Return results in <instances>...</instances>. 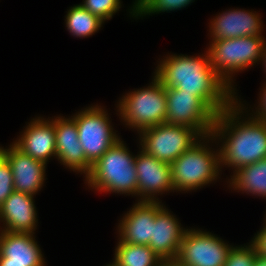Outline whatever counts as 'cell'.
I'll list each match as a JSON object with an SVG mask.
<instances>
[{
    "label": "cell",
    "mask_w": 266,
    "mask_h": 266,
    "mask_svg": "<svg viewBox=\"0 0 266 266\" xmlns=\"http://www.w3.org/2000/svg\"><path fill=\"white\" fill-rule=\"evenodd\" d=\"M155 75L165 87H175L200 97L217 115L235 101L232 88L214 71L207 53L205 58L167 57Z\"/></svg>",
    "instance_id": "1"
},
{
    "label": "cell",
    "mask_w": 266,
    "mask_h": 266,
    "mask_svg": "<svg viewBox=\"0 0 266 266\" xmlns=\"http://www.w3.org/2000/svg\"><path fill=\"white\" fill-rule=\"evenodd\" d=\"M238 111L240 106L234 101L219 113L211 134L223 137L229 131L219 151L220 162L235 167V170L266 158V122L252 117L250 121L236 125L235 120L239 119L237 116L240 114Z\"/></svg>",
    "instance_id": "2"
},
{
    "label": "cell",
    "mask_w": 266,
    "mask_h": 266,
    "mask_svg": "<svg viewBox=\"0 0 266 266\" xmlns=\"http://www.w3.org/2000/svg\"><path fill=\"white\" fill-rule=\"evenodd\" d=\"M89 185L101 191L138 194L135 157L118 140L92 165Z\"/></svg>",
    "instance_id": "3"
},
{
    "label": "cell",
    "mask_w": 266,
    "mask_h": 266,
    "mask_svg": "<svg viewBox=\"0 0 266 266\" xmlns=\"http://www.w3.org/2000/svg\"><path fill=\"white\" fill-rule=\"evenodd\" d=\"M264 42L260 35L213 41L208 49L211 66L232 88L229 74L261 60Z\"/></svg>",
    "instance_id": "4"
},
{
    "label": "cell",
    "mask_w": 266,
    "mask_h": 266,
    "mask_svg": "<svg viewBox=\"0 0 266 266\" xmlns=\"http://www.w3.org/2000/svg\"><path fill=\"white\" fill-rule=\"evenodd\" d=\"M153 81L152 86L124 96L119 104L122 119L139 131L165 123V86L155 76Z\"/></svg>",
    "instance_id": "5"
},
{
    "label": "cell",
    "mask_w": 266,
    "mask_h": 266,
    "mask_svg": "<svg viewBox=\"0 0 266 266\" xmlns=\"http://www.w3.org/2000/svg\"><path fill=\"white\" fill-rule=\"evenodd\" d=\"M220 164V153L214 155L204 145L195 143L171 163L174 189L189 191L208 184L217 178Z\"/></svg>",
    "instance_id": "6"
},
{
    "label": "cell",
    "mask_w": 266,
    "mask_h": 266,
    "mask_svg": "<svg viewBox=\"0 0 266 266\" xmlns=\"http://www.w3.org/2000/svg\"><path fill=\"white\" fill-rule=\"evenodd\" d=\"M165 94V123L191 127L202 139L211 136L217 114L200 97L175 87H165Z\"/></svg>",
    "instance_id": "7"
},
{
    "label": "cell",
    "mask_w": 266,
    "mask_h": 266,
    "mask_svg": "<svg viewBox=\"0 0 266 266\" xmlns=\"http://www.w3.org/2000/svg\"><path fill=\"white\" fill-rule=\"evenodd\" d=\"M142 151L168 163L174 162L201 136L195 129L176 124L162 123L140 131Z\"/></svg>",
    "instance_id": "8"
},
{
    "label": "cell",
    "mask_w": 266,
    "mask_h": 266,
    "mask_svg": "<svg viewBox=\"0 0 266 266\" xmlns=\"http://www.w3.org/2000/svg\"><path fill=\"white\" fill-rule=\"evenodd\" d=\"M107 115L102 108L96 106L72 117L77 125L82 150L91 165L120 140L112 131Z\"/></svg>",
    "instance_id": "9"
},
{
    "label": "cell",
    "mask_w": 266,
    "mask_h": 266,
    "mask_svg": "<svg viewBox=\"0 0 266 266\" xmlns=\"http://www.w3.org/2000/svg\"><path fill=\"white\" fill-rule=\"evenodd\" d=\"M231 248L207 232L187 229L176 259L185 266H224Z\"/></svg>",
    "instance_id": "10"
},
{
    "label": "cell",
    "mask_w": 266,
    "mask_h": 266,
    "mask_svg": "<svg viewBox=\"0 0 266 266\" xmlns=\"http://www.w3.org/2000/svg\"><path fill=\"white\" fill-rule=\"evenodd\" d=\"M135 169L138 182V194L142 201H156L155 193L174 190L172 184L171 163L158 160L153 156L141 153L135 157Z\"/></svg>",
    "instance_id": "11"
},
{
    "label": "cell",
    "mask_w": 266,
    "mask_h": 266,
    "mask_svg": "<svg viewBox=\"0 0 266 266\" xmlns=\"http://www.w3.org/2000/svg\"><path fill=\"white\" fill-rule=\"evenodd\" d=\"M10 147H0V153L11 166L14 190L34 195L42 187L46 164L26 155L14 144Z\"/></svg>",
    "instance_id": "12"
},
{
    "label": "cell",
    "mask_w": 266,
    "mask_h": 266,
    "mask_svg": "<svg viewBox=\"0 0 266 266\" xmlns=\"http://www.w3.org/2000/svg\"><path fill=\"white\" fill-rule=\"evenodd\" d=\"M32 233L0 234V266H44L43 256Z\"/></svg>",
    "instance_id": "13"
},
{
    "label": "cell",
    "mask_w": 266,
    "mask_h": 266,
    "mask_svg": "<svg viewBox=\"0 0 266 266\" xmlns=\"http://www.w3.org/2000/svg\"><path fill=\"white\" fill-rule=\"evenodd\" d=\"M55 124L56 157L73 171L90 173L92 165L87 161L79 141L77 125L73 119L59 118Z\"/></svg>",
    "instance_id": "14"
},
{
    "label": "cell",
    "mask_w": 266,
    "mask_h": 266,
    "mask_svg": "<svg viewBox=\"0 0 266 266\" xmlns=\"http://www.w3.org/2000/svg\"><path fill=\"white\" fill-rule=\"evenodd\" d=\"M162 206L158 201H140L125 215L120 223L123 243L149 245L156 212Z\"/></svg>",
    "instance_id": "15"
},
{
    "label": "cell",
    "mask_w": 266,
    "mask_h": 266,
    "mask_svg": "<svg viewBox=\"0 0 266 266\" xmlns=\"http://www.w3.org/2000/svg\"><path fill=\"white\" fill-rule=\"evenodd\" d=\"M162 206L155 215L149 247L162 260L176 259L180 243L187 230Z\"/></svg>",
    "instance_id": "16"
},
{
    "label": "cell",
    "mask_w": 266,
    "mask_h": 266,
    "mask_svg": "<svg viewBox=\"0 0 266 266\" xmlns=\"http://www.w3.org/2000/svg\"><path fill=\"white\" fill-rule=\"evenodd\" d=\"M14 145L26 155L46 164L50 156H56L54 121L34 120Z\"/></svg>",
    "instance_id": "17"
},
{
    "label": "cell",
    "mask_w": 266,
    "mask_h": 266,
    "mask_svg": "<svg viewBox=\"0 0 266 266\" xmlns=\"http://www.w3.org/2000/svg\"><path fill=\"white\" fill-rule=\"evenodd\" d=\"M33 195L14 191L0 207V218L5 222V231L33 233L36 225Z\"/></svg>",
    "instance_id": "18"
},
{
    "label": "cell",
    "mask_w": 266,
    "mask_h": 266,
    "mask_svg": "<svg viewBox=\"0 0 266 266\" xmlns=\"http://www.w3.org/2000/svg\"><path fill=\"white\" fill-rule=\"evenodd\" d=\"M258 14L245 10H232L224 12L211 23L213 41L228 38L260 35L261 23Z\"/></svg>",
    "instance_id": "19"
},
{
    "label": "cell",
    "mask_w": 266,
    "mask_h": 266,
    "mask_svg": "<svg viewBox=\"0 0 266 266\" xmlns=\"http://www.w3.org/2000/svg\"><path fill=\"white\" fill-rule=\"evenodd\" d=\"M235 171L231 184L235 189L266 197V158Z\"/></svg>",
    "instance_id": "20"
},
{
    "label": "cell",
    "mask_w": 266,
    "mask_h": 266,
    "mask_svg": "<svg viewBox=\"0 0 266 266\" xmlns=\"http://www.w3.org/2000/svg\"><path fill=\"white\" fill-rule=\"evenodd\" d=\"M162 259L148 246L119 242L114 266H158Z\"/></svg>",
    "instance_id": "21"
},
{
    "label": "cell",
    "mask_w": 266,
    "mask_h": 266,
    "mask_svg": "<svg viewBox=\"0 0 266 266\" xmlns=\"http://www.w3.org/2000/svg\"><path fill=\"white\" fill-rule=\"evenodd\" d=\"M102 20L86 10L81 4L69 9L66 17V26L70 33L77 37H87L98 31Z\"/></svg>",
    "instance_id": "22"
},
{
    "label": "cell",
    "mask_w": 266,
    "mask_h": 266,
    "mask_svg": "<svg viewBox=\"0 0 266 266\" xmlns=\"http://www.w3.org/2000/svg\"><path fill=\"white\" fill-rule=\"evenodd\" d=\"M193 0H137L133 10V15L158 13L177 10L186 7Z\"/></svg>",
    "instance_id": "23"
},
{
    "label": "cell",
    "mask_w": 266,
    "mask_h": 266,
    "mask_svg": "<svg viewBox=\"0 0 266 266\" xmlns=\"http://www.w3.org/2000/svg\"><path fill=\"white\" fill-rule=\"evenodd\" d=\"M102 21L110 19L120 8V0H85L81 4Z\"/></svg>",
    "instance_id": "24"
},
{
    "label": "cell",
    "mask_w": 266,
    "mask_h": 266,
    "mask_svg": "<svg viewBox=\"0 0 266 266\" xmlns=\"http://www.w3.org/2000/svg\"><path fill=\"white\" fill-rule=\"evenodd\" d=\"M250 246L232 247L229 251L227 261L224 266H253L257 254V247L253 242Z\"/></svg>",
    "instance_id": "25"
},
{
    "label": "cell",
    "mask_w": 266,
    "mask_h": 266,
    "mask_svg": "<svg viewBox=\"0 0 266 266\" xmlns=\"http://www.w3.org/2000/svg\"><path fill=\"white\" fill-rule=\"evenodd\" d=\"M12 169L7 159L0 153V207L15 191Z\"/></svg>",
    "instance_id": "26"
},
{
    "label": "cell",
    "mask_w": 266,
    "mask_h": 266,
    "mask_svg": "<svg viewBox=\"0 0 266 266\" xmlns=\"http://www.w3.org/2000/svg\"><path fill=\"white\" fill-rule=\"evenodd\" d=\"M252 242L257 247V251L266 257V224Z\"/></svg>",
    "instance_id": "27"
},
{
    "label": "cell",
    "mask_w": 266,
    "mask_h": 266,
    "mask_svg": "<svg viewBox=\"0 0 266 266\" xmlns=\"http://www.w3.org/2000/svg\"><path fill=\"white\" fill-rule=\"evenodd\" d=\"M261 96H262L260 98V100H261V103H260L261 107L257 111L258 113H257L255 119H259V120H262V121L266 122V87H265V89H263V94Z\"/></svg>",
    "instance_id": "28"
},
{
    "label": "cell",
    "mask_w": 266,
    "mask_h": 266,
    "mask_svg": "<svg viewBox=\"0 0 266 266\" xmlns=\"http://www.w3.org/2000/svg\"><path fill=\"white\" fill-rule=\"evenodd\" d=\"M158 266H185V265L179 262L177 259H167V260H161Z\"/></svg>",
    "instance_id": "29"
},
{
    "label": "cell",
    "mask_w": 266,
    "mask_h": 266,
    "mask_svg": "<svg viewBox=\"0 0 266 266\" xmlns=\"http://www.w3.org/2000/svg\"><path fill=\"white\" fill-rule=\"evenodd\" d=\"M253 266H266V257L257 252Z\"/></svg>",
    "instance_id": "30"
},
{
    "label": "cell",
    "mask_w": 266,
    "mask_h": 266,
    "mask_svg": "<svg viewBox=\"0 0 266 266\" xmlns=\"http://www.w3.org/2000/svg\"><path fill=\"white\" fill-rule=\"evenodd\" d=\"M265 45H266V43L264 42L261 58L264 60L265 67H266V46Z\"/></svg>",
    "instance_id": "31"
}]
</instances>
